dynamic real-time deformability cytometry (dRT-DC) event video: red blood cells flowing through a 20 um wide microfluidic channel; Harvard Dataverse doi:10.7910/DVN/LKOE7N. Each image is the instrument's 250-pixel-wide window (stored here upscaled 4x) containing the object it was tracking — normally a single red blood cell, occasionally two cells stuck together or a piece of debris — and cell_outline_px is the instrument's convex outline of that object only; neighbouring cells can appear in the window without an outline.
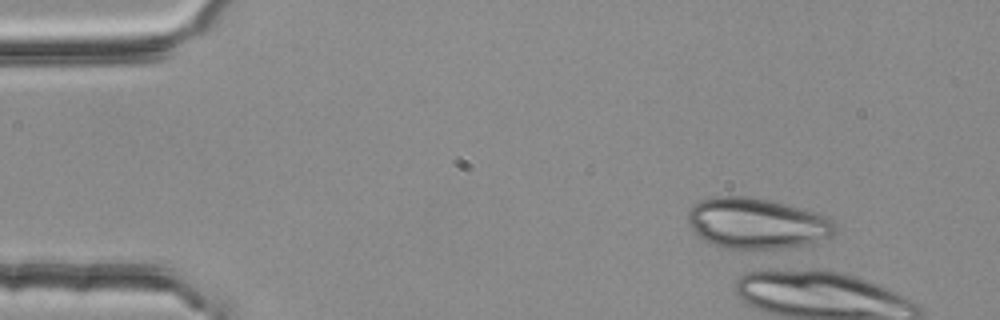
{"species": "common noctule bat (a hibernating species)", "species_latin": "Nyctalus noctula", "temperature_condition": "room temperature", "stored_images_in_passage": 3, "camera_frame_rate_fps": 3000, "um_per_image_px": 0.085, "animal": {"sex": "female", "body_mass_g": 25.1}, "frame": {"image": 1, "passage_image": 1, "time_ms": 0.0, "image_size_px": [1000, 320], "cell_outline_px": [[836, 232], [832, 236], [804, 244], [776, 248], [724, 248], [712, 244], [704, 240], [692, 228], [688, 220], [688, 212], [692, 204], [700, 200], [712, 196], [752, 196], [772, 200], [828, 216], [836, 224]], "centroid_in_image_um": [64.31, 18.95], "position_along_channel_um": 20.7, "area_um2": 43.35}}